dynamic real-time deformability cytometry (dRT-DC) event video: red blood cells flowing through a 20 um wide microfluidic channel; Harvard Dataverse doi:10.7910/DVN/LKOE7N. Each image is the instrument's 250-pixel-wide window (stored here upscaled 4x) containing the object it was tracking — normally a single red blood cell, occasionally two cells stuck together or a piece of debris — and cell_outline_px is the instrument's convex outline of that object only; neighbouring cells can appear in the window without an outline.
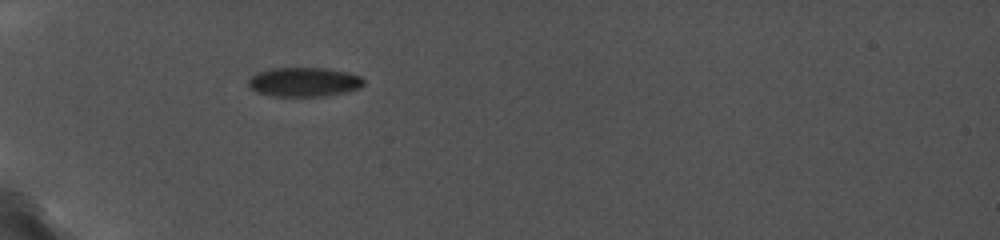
{"species": "common noctule bat (a hibernating species)", "species_latin": "Nyctalus noctula", "temperature_condition": "cold", "stored_images_in_passage": 33, "camera_frame_rate_fps": 5000, "um_per_image_px": 0.085, "animal": {"sex": "female", "body_mass_g": 19.0, "forearm_length_mm": 56.7}, "frame": {"image": 1, "passage_image": 1, "time_ms": 0.0, "image_size_px": [1000, 240], "cell_outline_px": [[364, 84], [360, 88], [344, 92], [324, 96], [272, 96], [256, 92], [248, 84], [248, 80], [256, 72], [272, 68], [328, 68], [348, 72], [360, 76], [364, 80]], "centroid_in_image_um": [25.84, 6.96], "position_along_channel_um": 59.2, "area_um2": 19.71}}
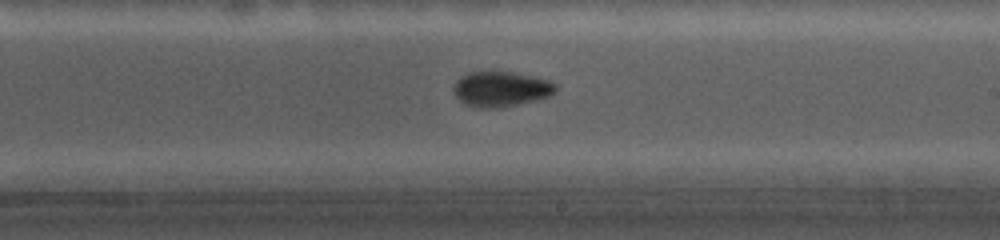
{"frame": {"image": 2, "passage_image": 17, "time_ms": 5.4, "image_size_px": [1000, 240], "cell_outline_px": [[556, 88], [548, 96], [536, 100], [496, 108], [480, 108], [464, 104], [452, 92], [452, 88], [456, 80], [460, 76], [468, 72], [512, 72], [548, 80], [556, 84]], "centroid_in_image_um": [42.51, 7.57], "position_along_channel_um": 246.5, "area_um2": 20.75}}
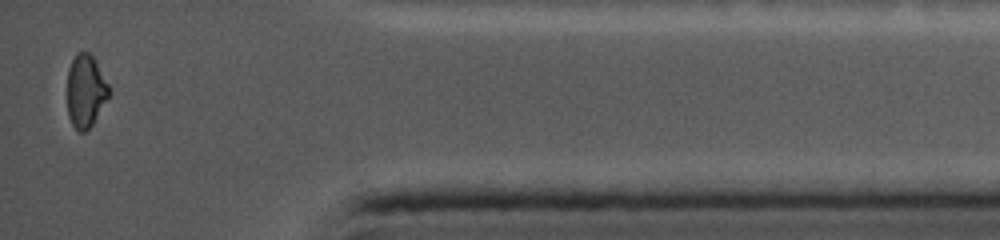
{"frame": {"image": 3, "passage_image": 33, "time_ms": 10.6, "image_size_px": [1000, 240], "cell_outline_px": [[112, 92], [92, 124], [84, 132], [80, 132], [72, 124], [68, 116], [68, 68], [76, 52], [88, 52], [92, 56], [108, 84]], "centroid_in_image_um": [7.28, 7.73], "position_along_channel_um": 427.9, "area_um2": 17.51}}